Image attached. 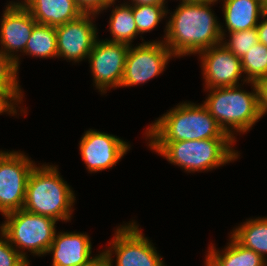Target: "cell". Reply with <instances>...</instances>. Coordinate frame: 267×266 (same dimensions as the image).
<instances>
[{"mask_svg":"<svg viewBox=\"0 0 267 266\" xmlns=\"http://www.w3.org/2000/svg\"><path fill=\"white\" fill-rule=\"evenodd\" d=\"M216 3L180 2L167 17L161 41L176 58L195 55L221 43V22L211 8Z\"/></svg>","mask_w":267,"mask_h":266,"instance_id":"cell-1","label":"cell"},{"mask_svg":"<svg viewBox=\"0 0 267 266\" xmlns=\"http://www.w3.org/2000/svg\"><path fill=\"white\" fill-rule=\"evenodd\" d=\"M144 133L148 142H175L231 138L210 115L206 106L184 101L154 120Z\"/></svg>","mask_w":267,"mask_h":266,"instance_id":"cell-2","label":"cell"},{"mask_svg":"<svg viewBox=\"0 0 267 266\" xmlns=\"http://www.w3.org/2000/svg\"><path fill=\"white\" fill-rule=\"evenodd\" d=\"M75 196L71 186L60 175L58 165H35L27 180L23 209L57 222H69L75 210Z\"/></svg>","mask_w":267,"mask_h":266,"instance_id":"cell-3","label":"cell"},{"mask_svg":"<svg viewBox=\"0 0 267 266\" xmlns=\"http://www.w3.org/2000/svg\"><path fill=\"white\" fill-rule=\"evenodd\" d=\"M232 138L175 142H147L148 147L187 173L208 172L236 161L240 152Z\"/></svg>","mask_w":267,"mask_h":266,"instance_id":"cell-4","label":"cell"},{"mask_svg":"<svg viewBox=\"0 0 267 266\" xmlns=\"http://www.w3.org/2000/svg\"><path fill=\"white\" fill-rule=\"evenodd\" d=\"M247 84L253 91L243 90V85L204 89L209 93L203 104L234 141H237L235 134H246L262 118L258 108L257 86L253 82Z\"/></svg>","mask_w":267,"mask_h":266,"instance_id":"cell-5","label":"cell"},{"mask_svg":"<svg viewBox=\"0 0 267 266\" xmlns=\"http://www.w3.org/2000/svg\"><path fill=\"white\" fill-rule=\"evenodd\" d=\"M5 221L0 230L6 235L9 243L29 263L27 253L33 256H45L56 233V220L34 214L25 209L3 215Z\"/></svg>","mask_w":267,"mask_h":266,"instance_id":"cell-6","label":"cell"},{"mask_svg":"<svg viewBox=\"0 0 267 266\" xmlns=\"http://www.w3.org/2000/svg\"><path fill=\"white\" fill-rule=\"evenodd\" d=\"M116 228L108 248L102 250L110 266H167L135 220Z\"/></svg>","mask_w":267,"mask_h":266,"instance_id":"cell-7","label":"cell"},{"mask_svg":"<svg viewBox=\"0 0 267 266\" xmlns=\"http://www.w3.org/2000/svg\"><path fill=\"white\" fill-rule=\"evenodd\" d=\"M130 46L126 55L125 70L120 88L138 86L159 76L175 56L163 41L158 39Z\"/></svg>","mask_w":267,"mask_h":266,"instance_id":"cell-8","label":"cell"},{"mask_svg":"<svg viewBox=\"0 0 267 266\" xmlns=\"http://www.w3.org/2000/svg\"><path fill=\"white\" fill-rule=\"evenodd\" d=\"M36 165L25 153L5 151L0 156V212L23 209L28 177Z\"/></svg>","mask_w":267,"mask_h":266,"instance_id":"cell-9","label":"cell"},{"mask_svg":"<svg viewBox=\"0 0 267 266\" xmlns=\"http://www.w3.org/2000/svg\"><path fill=\"white\" fill-rule=\"evenodd\" d=\"M129 47L127 44L104 39L96 40L87 59L93 77V86L101 94H106L112 88H120Z\"/></svg>","mask_w":267,"mask_h":266,"instance_id":"cell-10","label":"cell"},{"mask_svg":"<svg viewBox=\"0 0 267 266\" xmlns=\"http://www.w3.org/2000/svg\"><path fill=\"white\" fill-rule=\"evenodd\" d=\"M130 149L122 138L96 129L85 131L79 141L81 159L89 173L111 169Z\"/></svg>","mask_w":267,"mask_h":266,"instance_id":"cell-11","label":"cell"},{"mask_svg":"<svg viewBox=\"0 0 267 266\" xmlns=\"http://www.w3.org/2000/svg\"><path fill=\"white\" fill-rule=\"evenodd\" d=\"M6 4L0 19V50L15 62L19 71L20 56L37 22L19 0Z\"/></svg>","mask_w":267,"mask_h":266,"instance_id":"cell-12","label":"cell"},{"mask_svg":"<svg viewBox=\"0 0 267 266\" xmlns=\"http://www.w3.org/2000/svg\"><path fill=\"white\" fill-rule=\"evenodd\" d=\"M95 14H82L76 20L55 27L58 59L78 63L86 60L96 40L98 29Z\"/></svg>","mask_w":267,"mask_h":266,"instance_id":"cell-13","label":"cell"},{"mask_svg":"<svg viewBox=\"0 0 267 266\" xmlns=\"http://www.w3.org/2000/svg\"><path fill=\"white\" fill-rule=\"evenodd\" d=\"M197 56L201 60L200 67L205 89L248 83L242 71L241 58L235 56L223 44L203 50ZM240 80L243 83H240Z\"/></svg>","mask_w":267,"mask_h":266,"instance_id":"cell-14","label":"cell"},{"mask_svg":"<svg viewBox=\"0 0 267 266\" xmlns=\"http://www.w3.org/2000/svg\"><path fill=\"white\" fill-rule=\"evenodd\" d=\"M92 247L87 233L56 231L46 255L52 254V266H88L102 253L92 256Z\"/></svg>","mask_w":267,"mask_h":266,"instance_id":"cell-15","label":"cell"},{"mask_svg":"<svg viewBox=\"0 0 267 266\" xmlns=\"http://www.w3.org/2000/svg\"><path fill=\"white\" fill-rule=\"evenodd\" d=\"M225 21L221 24V35L226 32L244 31L257 27L262 16L267 12L259 0H221ZM219 0V2H221ZM227 29V30H226Z\"/></svg>","mask_w":267,"mask_h":266,"instance_id":"cell-16","label":"cell"},{"mask_svg":"<svg viewBox=\"0 0 267 266\" xmlns=\"http://www.w3.org/2000/svg\"><path fill=\"white\" fill-rule=\"evenodd\" d=\"M39 24L61 26L79 18L83 12L75 0H20Z\"/></svg>","mask_w":267,"mask_h":266,"instance_id":"cell-17","label":"cell"},{"mask_svg":"<svg viewBox=\"0 0 267 266\" xmlns=\"http://www.w3.org/2000/svg\"><path fill=\"white\" fill-rule=\"evenodd\" d=\"M227 246L219 251L210 244L205 259L212 266H267V261L255 251L240 245L231 235Z\"/></svg>","mask_w":267,"mask_h":266,"instance_id":"cell-18","label":"cell"},{"mask_svg":"<svg viewBox=\"0 0 267 266\" xmlns=\"http://www.w3.org/2000/svg\"><path fill=\"white\" fill-rule=\"evenodd\" d=\"M18 74L15 62L0 50V99L15 115L18 114L19 109L21 114L27 115V110L18 106L23 102L24 97Z\"/></svg>","mask_w":267,"mask_h":266,"instance_id":"cell-19","label":"cell"},{"mask_svg":"<svg viewBox=\"0 0 267 266\" xmlns=\"http://www.w3.org/2000/svg\"><path fill=\"white\" fill-rule=\"evenodd\" d=\"M115 3L116 0L107 7V9L113 8L108 22V31H110L112 38L105 40L132 46L133 40L139 35L132 13V4L125 1L118 5Z\"/></svg>","mask_w":267,"mask_h":266,"instance_id":"cell-20","label":"cell"},{"mask_svg":"<svg viewBox=\"0 0 267 266\" xmlns=\"http://www.w3.org/2000/svg\"><path fill=\"white\" fill-rule=\"evenodd\" d=\"M240 245L255 251L267 261V216L246 219L230 234Z\"/></svg>","mask_w":267,"mask_h":266,"instance_id":"cell-21","label":"cell"},{"mask_svg":"<svg viewBox=\"0 0 267 266\" xmlns=\"http://www.w3.org/2000/svg\"><path fill=\"white\" fill-rule=\"evenodd\" d=\"M23 54L42 59L58 58L55 27L36 23Z\"/></svg>","mask_w":267,"mask_h":266,"instance_id":"cell-22","label":"cell"},{"mask_svg":"<svg viewBox=\"0 0 267 266\" xmlns=\"http://www.w3.org/2000/svg\"><path fill=\"white\" fill-rule=\"evenodd\" d=\"M243 74L247 82L256 83L267 77V46L258 42L241 58Z\"/></svg>","mask_w":267,"mask_h":266,"instance_id":"cell-23","label":"cell"},{"mask_svg":"<svg viewBox=\"0 0 267 266\" xmlns=\"http://www.w3.org/2000/svg\"><path fill=\"white\" fill-rule=\"evenodd\" d=\"M167 5H132V13L136 22L138 33L141 35L156 29V26L165 18L167 19L170 9ZM155 28V29H154Z\"/></svg>","mask_w":267,"mask_h":266,"instance_id":"cell-24","label":"cell"},{"mask_svg":"<svg viewBox=\"0 0 267 266\" xmlns=\"http://www.w3.org/2000/svg\"><path fill=\"white\" fill-rule=\"evenodd\" d=\"M227 35L229 39L222 37L221 44L239 58H242L259 42L257 27L244 31L229 32Z\"/></svg>","mask_w":267,"mask_h":266,"instance_id":"cell-25","label":"cell"},{"mask_svg":"<svg viewBox=\"0 0 267 266\" xmlns=\"http://www.w3.org/2000/svg\"><path fill=\"white\" fill-rule=\"evenodd\" d=\"M28 263L0 230V266H26Z\"/></svg>","mask_w":267,"mask_h":266,"instance_id":"cell-26","label":"cell"},{"mask_svg":"<svg viewBox=\"0 0 267 266\" xmlns=\"http://www.w3.org/2000/svg\"><path fill=\"white\" fill-rule=\"evenodd\" d=\"M113 1L114 0H75V3L83 14H95L99 16V13L101 14L102 11L107 10V7Z\"/></svg>","mask_w":267,"mask_h":266,"instance_id":"cell-27","label":"cell"},{"mask_svg":"<svg viewBox=\"0 0 267 266\" xmlns=\"http://www.w3.org/2000/svg\"><path fill=\"white\" fill-rule=\"evenodd\" d=\"M255 84L258 91V108L263 117L267 115V77L258 80Z\"/></svg>","mask_w":267,"mask_h":266,"instance_id":"cell-28","label":"cell"},{"mask_svg":"<svg viewBox=\"0 0 267 266\" xmlns=\"http://www.w3.org/2000/svg\"><path fill=\"white\" fill-rule=\"evenodd\" d=\"M259 42L267 46V12L262 16L257 25Z\"/></svg>","mask_w":267,"mask_h":266,"instance_id":"cell-29","label":"cell"},{"mask_svg":"<svg viewBox=\"0 0 267 266\" xmlns=\"http://www.w3.org/2000/svg\"><path fill=\"white\" fill-rule=\"evenodd\" d=\"M132 5H166L167 0H127Z\"/></svg>","mask_w":267,"mask_h":266,"instance_id":"cell-30","label":"cell"},{"mask_svg":"<svg viewBox=\"0 0 267 266\" xmlns=\"http://www.w3.org/2000/svg\"><path fill=\"white\" fill-rule=\"evenodd\" d=\"M88 266H110L107 258L101 253L94 261Z\"/></svg>","mask_w":267,"mask_h":266,"instance_id":"cell-31","label":"cell"},{"mask_svg":"<svg viewBox=\"0 0 267 266\" xmlns=\"http://www.w3.org/2000/svg\"><path fill=\"white\" fill-rule=\"evenodd\" d=\"M4 112L11 116H16L13 111L0 99V114H4Z\"/></svg>","mask_w":267,"mask_h":266,"instance_id":"cell-32","label":"cell"},{"mask_svg":"<svg viewBox=\"0 0 267 266\" xmlns=\"http://www.w3.org/2000/svg\"><path fill=\"white\" fill-rule=\"evenodd\" d=\"M209 1H218V0H180V2H191V3H200V2H209Z\"/></svg>","mask_w":267,"mask_h":266,"instance_id":"cell-33","label":"cell"},{"mask_svg":"<svg viewBox=\"0 0 267 266\" xmlns=\"http://www.w3.org/2000/svg\"><path fill=\"white\" fill-rule=\"evenodd\" d=\"M262 4V6L265 8V10L267 11V0H259Z\"/></svg>","mask_w":267,"mask_h":266,"instance_id":"cell-34","label":"cell"},{"mask_svg":"<svg viewBox=\"0 0 267 266\" xmlns=\"http://www.w3.org/2000/svg\"><path fill=\"white\" fill-rule=\"evenodd\" d=\"M204 266H212V265L205 259Z\"/></svg>","mask_w":267,"mask_h":266,"instance_id":"cell-35","label":"cell"},{"mask_svg":"<svg viewBox=\"0 0 267 266\" xmlns=\"http://www.w3.org/2000/svg\"><path fill=\"white\" fill-rule=\"evenodd\" d=\"M5 151H3V150H0V156L4 153Z\"/></svg>","mask_w":267,"mask_h":266,"instance_id":"cell-36","label":"cell"}]
</instances>
